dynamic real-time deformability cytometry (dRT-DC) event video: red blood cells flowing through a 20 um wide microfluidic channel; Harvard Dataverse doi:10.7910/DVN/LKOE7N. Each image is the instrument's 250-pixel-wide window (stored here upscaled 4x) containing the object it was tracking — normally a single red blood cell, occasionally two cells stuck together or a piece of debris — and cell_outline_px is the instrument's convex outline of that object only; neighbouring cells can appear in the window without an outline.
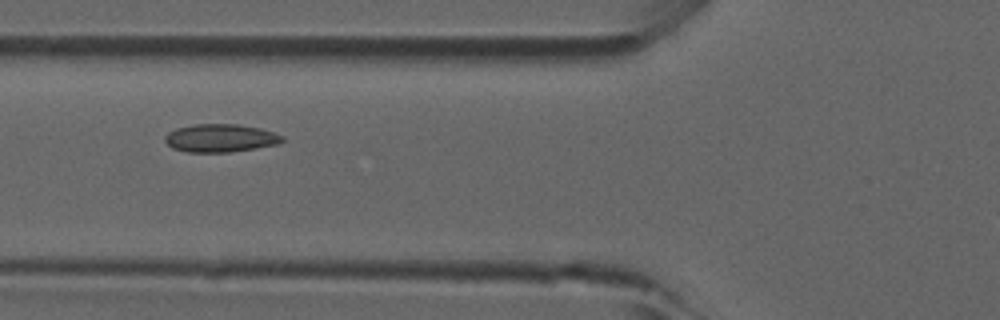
{"species": "common noctule bat (a hibernating species)", "species_latin": "Nyctalus noctula", "temperature_condition": "room temperature", "stored_images_in_passage": 38, "camera_frame_rate_fps": 3000, "um_per_image_px": 0.085, "animal": {"sex": "male", "forearm_length_mm": 52.5}, "frame": {"image": 1, "passage_image": 12, "time_ms": 3.667, "image_size_px": [1000, 320], "cell_outline_px": [[284, 140], [280, 144], [256, 148], [228, 152], [188, 152], [172, 148], [164, 140], [164, 136], [168, 132], [176, 128], [196, 124], [240, 124], [260, 128], [284, 136]], "centroid_in_image_um": [18.74, 11.73], "position_along_channel_um": 107.1, "area_um2": 19.25}}